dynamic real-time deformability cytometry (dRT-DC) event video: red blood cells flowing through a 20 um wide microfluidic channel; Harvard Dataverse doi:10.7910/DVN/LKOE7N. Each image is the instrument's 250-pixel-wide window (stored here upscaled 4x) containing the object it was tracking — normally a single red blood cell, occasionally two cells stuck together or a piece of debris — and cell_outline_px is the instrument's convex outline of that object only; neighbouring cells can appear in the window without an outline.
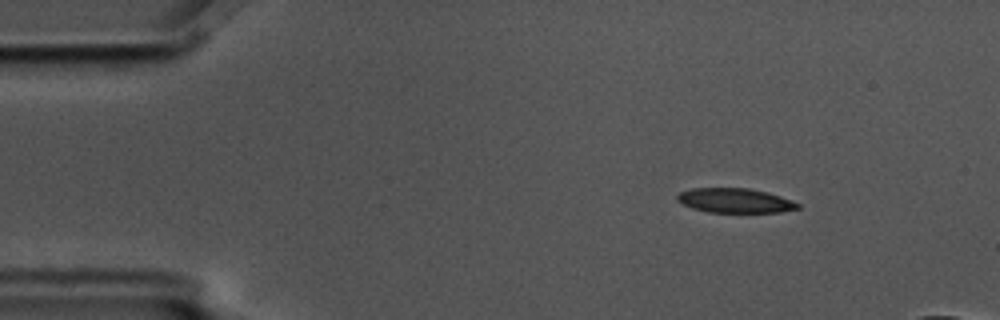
{"species": "common noctule bat (a hibernating species)", "species_latin": "Nyctalus noctula", "temperature_condition": "cold", "stored_images_in_passage": 4, "camera_frame_rate_fps": 3000, "um_per_image_px": 0.085, "animal": {"sex": "male", "body_mass_g": 17.5, "forearm_length_mm": 52.3}, "frame": {"image": 1, "passage_image": 1, "time_ms": 0.0, "image_size_px": [1000, 320], "cell_outline_px": [[800, 208], [780, 212], [708, 212], [692, 208], [676, 200], [676, 196], [680, 192], [692, 188], [748, 188], [768, 192], [792, 200], [800, 204]], "centroid_in_image_um": [62.48, 17.04], "position_along_channel_um": 22.5, "area_um2": 17.22}}